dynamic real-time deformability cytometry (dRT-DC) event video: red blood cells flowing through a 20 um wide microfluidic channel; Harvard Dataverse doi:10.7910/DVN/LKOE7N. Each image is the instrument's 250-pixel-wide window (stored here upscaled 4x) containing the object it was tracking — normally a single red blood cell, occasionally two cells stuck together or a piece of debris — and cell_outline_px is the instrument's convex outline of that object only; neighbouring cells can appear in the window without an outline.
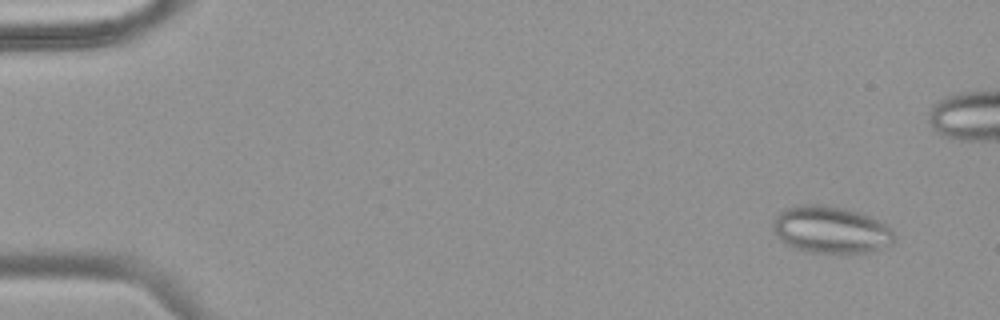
{"species": "common noctule bat (a hibernating species)", "species_latin": "Nyctalus noctula", "temperature_condition": "warm", "stored_images_in_passage": 50, "camera_frame_rate_fps": 3000, "um_per_image_px": 0.085, "animal": {"sex": "female", "body_mass_g": 18.4}, "frame": {"image": 1, "passage_image": 4, "time_ms": 1.0, "image_size_px": [1000, 320], "cell_outline_px": [[896, 240], [892, 244], [880, 248], [864, 252], [808, 252], [784, 244], [772, 228], [772, 220], [784, 208], [804, 204], [820, 204], [860, 212], [884, 224], [896, 236]], "centroid_in_image_um": [70.57, 19.52], "position_along_channel_um": 14.4, "area_um2": 32.89}}
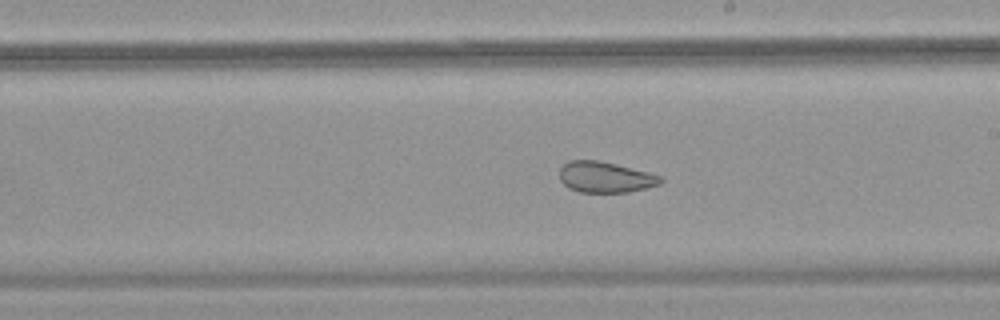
{"frame": {"image": 2, "passage_image": 29, "time_ms": 9.333, "image_size_px": [1000, 320], "cell_outline_px": [[664, 180], [660, 184], [648, 188], [628, 192], [580, 192], [568, 188], [560, 180], [560, 168], [568, 160], [596, 160], [616, 164], [648, 172], [660, 176]], "centroid_in_image_um": [51.45, 15.06], "position_along_channel_um": 237.6, "area_um2": 18.21}}
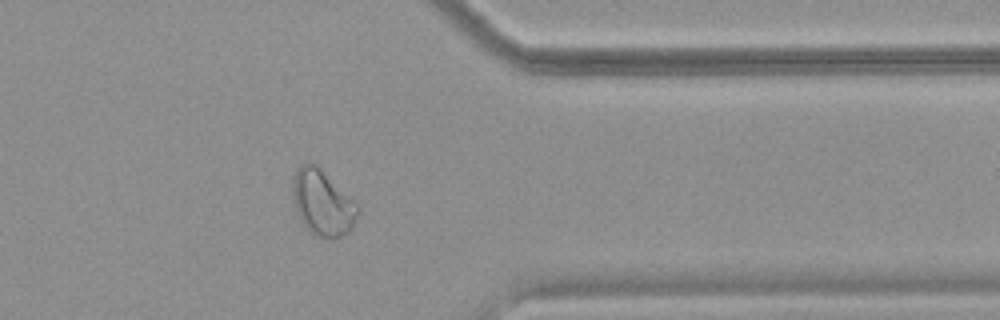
{"frame": {"image": 3, "passage_image": 40, "time_ms": 13.0, "image_size_px": [1000, 320], "cell_outline_px": [[360, 208], [352, 228], [348, 232], [332, 240], [308, 232], [300, 220], [296, 212], [292, 200], [292, 176], [300, 164], [308, 160], [316, 164], [356, 200], [360, 204]], "centroid_in_image_um": [27.4, 17.21], "position_along_channel_um": 384.0, "area_um2": 25.72}}